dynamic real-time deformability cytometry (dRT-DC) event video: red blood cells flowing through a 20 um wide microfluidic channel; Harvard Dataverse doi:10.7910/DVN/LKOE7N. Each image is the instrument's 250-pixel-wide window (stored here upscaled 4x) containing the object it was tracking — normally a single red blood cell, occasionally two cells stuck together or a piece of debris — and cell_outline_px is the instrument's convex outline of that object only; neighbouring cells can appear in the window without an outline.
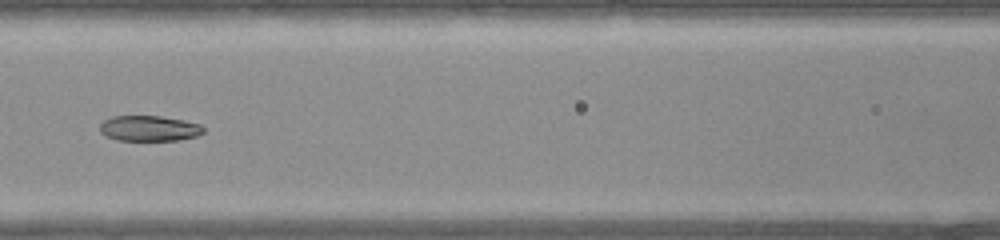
{"species": "common noctule bat (a hibernating species)", "species_latin": "Nyctalus noctula", "temperature_condition": "warm", "stored_images_in_passage": 38, "camera_frame_rate_fps": 3000, "um_per_image_px": 0.085, "animal": {"sex": "female", "body_mass_g": 22.0, "forearm_length_mm": 56.7}, "frame": {"image": 1, "passage_image": 17, "time_ms": 5.333, "image_size_px": [1000, 240], "cell_outline_px": [[204, 132], [196, 136], [176, 140], [116, 140], [104, 136], [100, 132], [100, 124], [104, 120], [112, 116], [160, 116], [184, 120], [200, 124], [204, 128]], "centroid_in_image_um": [12.65, 10.91], "position_along_channel_um": 153.9, "area_um2": 15.43}}
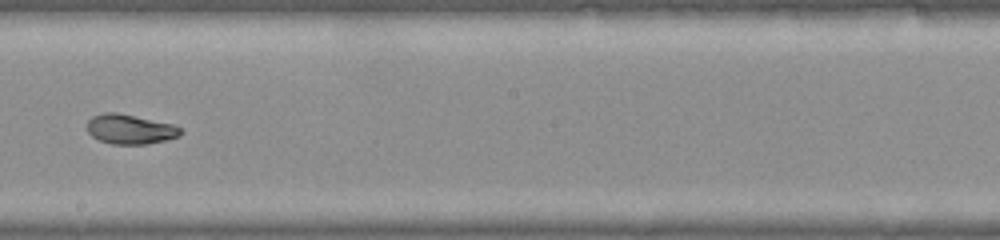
{"frame": {"image": 2, "passage_image": 22, "time_ms": 7.0, "image_size_px": [1000, 240], "cell_outline_px": [[180, 136], [148, 144], [112, 144], [100, 140], [92, 136], [88, 132], [88, 120], [92, 116], [104, 112], [116, 112], [172, 124], [180, 128]], "centroid_in_image_um": [11.03, 10.98], "position_along_channel_um": 237.2, "area_um2": 15.95}}
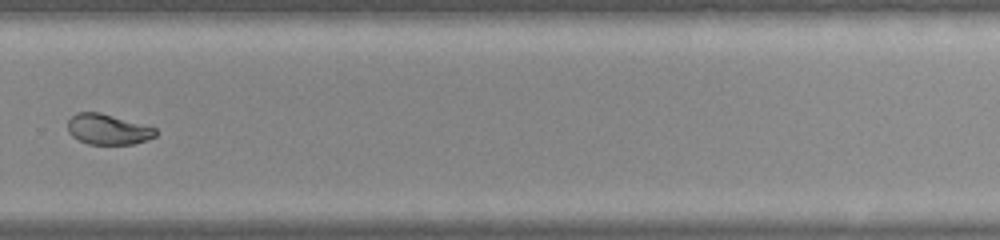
{"frame": {"image": 3, "passage_image": 27, "time_ms": 8.667, "image_size_px": [1000, 240], "cell_outline_px": [[156, 136], [132, 144], [88, 144], [72, 136], [68, 132], [68, 120], [76, 112], [100, 112], [156, 128]], "centroid_in_image_um": [9.14, 10.98], "position_along_channel_um": 320.7, "area_um2": 15.43}}